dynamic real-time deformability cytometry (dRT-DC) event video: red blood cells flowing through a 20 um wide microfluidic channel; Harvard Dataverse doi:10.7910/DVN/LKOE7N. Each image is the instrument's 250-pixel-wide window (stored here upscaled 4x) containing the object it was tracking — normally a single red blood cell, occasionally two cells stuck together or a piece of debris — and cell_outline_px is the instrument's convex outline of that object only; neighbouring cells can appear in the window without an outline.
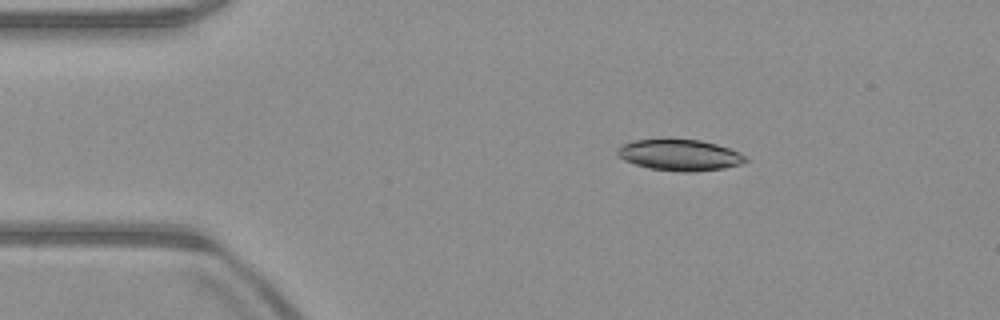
{"species": "common noctule bat (a hibernating species)", "species_latin": "Nyctalus noctula", "temperature_condition": "warm", "stored_images_in_passage": 44, "camera_frame_rate_fps": 3000, "um_per_image_px": 0.085, "animal": {"sex": "male", "body_mass_g": 23.1, "forearm_length_mm": 52.7}, "frame": {"image": 1, "passage_image": 1, "time_ms": 0.0, "image_size_px": [1000, 320], "cell_outline_px": [[748, 160], [740, 164], [724, 168], [692, 172], [680, 172], [648, 168], [624, 160], [616, 152], [616, 148], [620, 144], [636, 140], [700, 140], [716, 144], [728, 148], [744, 156]], "centroid_in_image_um": [57.73, 13.19], "position_along_channel_um": 27.3, "area_um2": 22.95}}
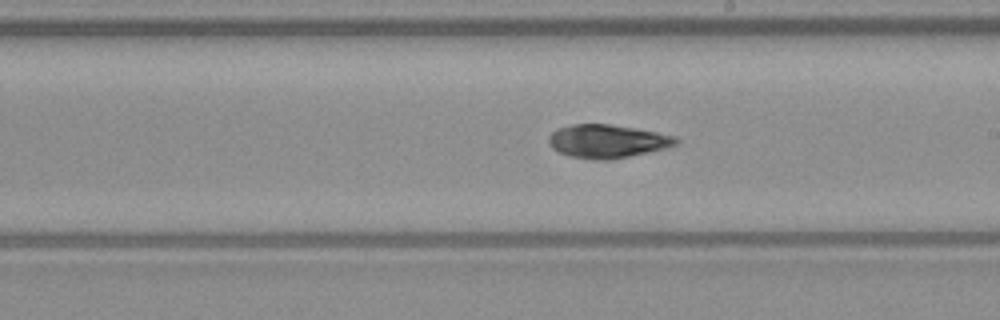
{"frame": {"image": 2, "passage_image": 21, "time_ms": 6.667, "image_size_px": [1000, 320], "cell_outline_px": [[680, 140], [676, 144], [668, 148], [612, 160], [596, 160], [572, 156], [560, 152], [552, 148], [548, 140], [548, 136], [556, 128], [572, 124], [608, 124], [636, 128], [676, 136]], "centroid_in_image_um": [51.64, 12.0], "position_along_channel_um": 237.4, "area_um2": 24.85}}
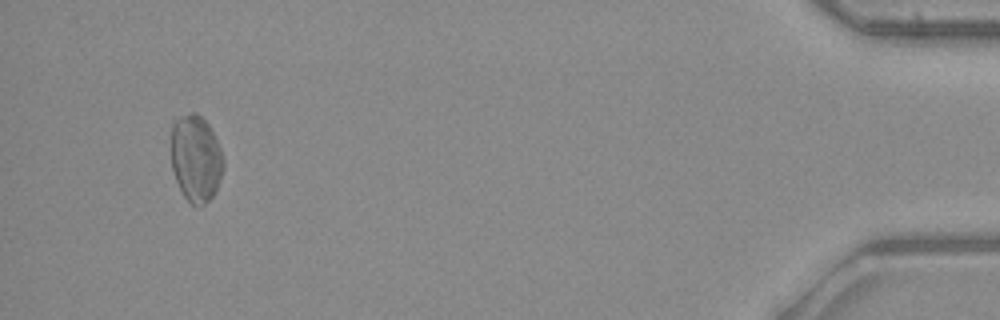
{"frame": {"image": 3, "passage_image": 41, "time_ms": 13.333, "image_size_px": [1000, 320], "cell_outline_px": [[224, 164], [216, 192], [200, 208], [196, 208], [184, 196], [176, 180], [172, 168], [172, 124], [180, 116], [192, 112], [196, 112], [208, 124], [224, 156]], "centroid_in_image_um": [16.66, 13.49], "position_along_channel_um": 418.5, "area_um2": 26.36}, "authors_computed_cell_mechanics": {"area_um2": 24.5072, "velocity_mm_per_s": 3.9771, "shape_relaxation_time_tau1_ms": null, "shape_relaxation_time_tau2_ms": 5.1408, "deformation_change_tau1": null, "deformation_change_tau2": 0.126}}